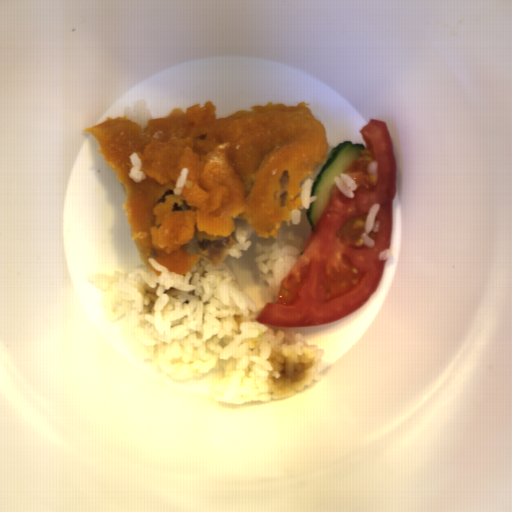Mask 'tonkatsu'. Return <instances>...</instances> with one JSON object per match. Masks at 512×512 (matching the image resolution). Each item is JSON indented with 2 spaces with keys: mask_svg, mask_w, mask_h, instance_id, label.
Returning a JSON list of instances; mask_svg holds the SVG:
<instances>
[{
  "mask_svg": "<svg viewBox=\"0 0 512 512\" xmlns=\"http://www.w3.org/2000/svg\"><path fill=\"white\" fill-rule=\"evenodd\" d=\"M311 103L252 105L216 118L212 101L185 113L147 119L126 116L89 131L97 153L125 189L122 209L140 259L186 274L199 260L221 265L234 246L236 217L262 238L277 239L301 207V184L329 152L326 128Z\"/></svg>",
  "mask_w": 512,
  "mask_h": 512,
  "instance_id": "tonkatsu-1",
  "label": "tonkatsu"
}]
</instances>
